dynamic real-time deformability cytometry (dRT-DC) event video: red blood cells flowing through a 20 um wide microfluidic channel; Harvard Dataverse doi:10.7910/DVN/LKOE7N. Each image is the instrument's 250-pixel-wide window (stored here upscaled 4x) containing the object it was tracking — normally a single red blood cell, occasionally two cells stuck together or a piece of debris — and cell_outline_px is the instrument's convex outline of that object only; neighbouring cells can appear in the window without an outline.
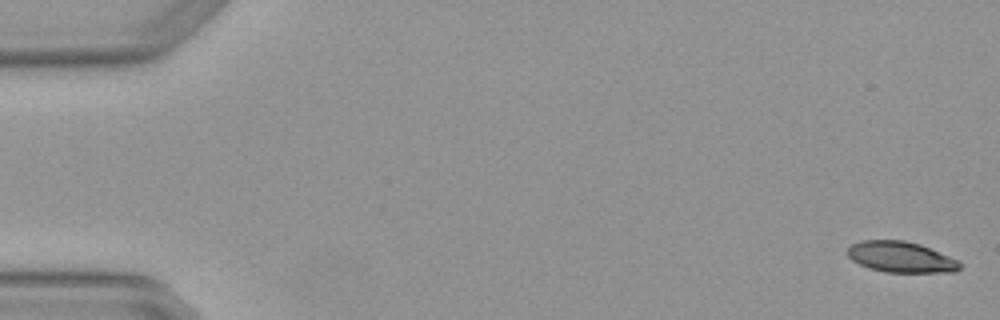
{"species": "Egyptian fruit bat (a non-hibernating species)", "species_latin": "Rousettus aegyptiacus", "temperature_condition": "warm", "stored_images_in_passage": 5, "camera_frame_rate_fps": 3000, "um_per_image_px": 0.085, "animal": {"sex": "female"}, "frame": {"image": 1, "passage_image": 1, "time_ms": 0.0, "image_size_px": [1000, 320], "cell_outline_px": [[960, 268], [956, 272], [884, 272], [868, 268], [852, 260], [844, 252], [852, 244], [860, 240], [904, 240], [920, 244], [960, 260]], "centroid_in_image_um": [76.56, 21.84], "position_along_channel_um": 8.4, "area_um2": 20.4}}
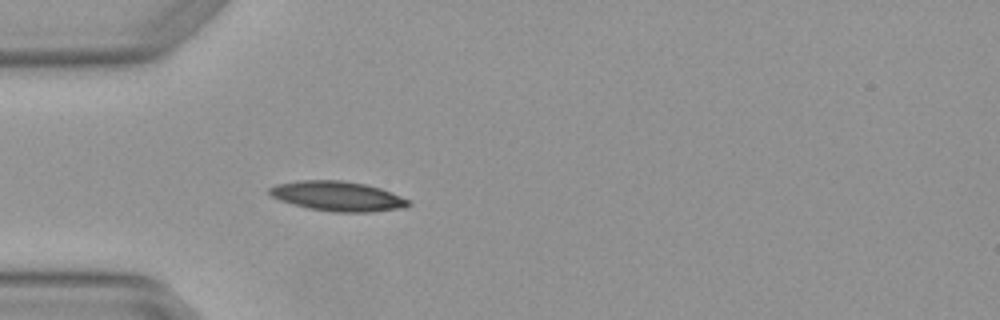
{"frame": {"image": 2, "passage_image": 5, "time_ms": 1.333, "image_size_px": [1000, 320], "cell_outline_px": [[412, 204], [404, 208], [372, 212], [332, 212], [308, 208], [280, 200], [272, 196], [268, 192], [268, 188], [276, 184], [300, 180], [344, 180], [364, 184], [380, 188], [392, 192], [408, 200]], "centroid_in_image_um": [28.71, 16.67], "position_along_channel_um": 56.3, "area_um2": 24.16}}